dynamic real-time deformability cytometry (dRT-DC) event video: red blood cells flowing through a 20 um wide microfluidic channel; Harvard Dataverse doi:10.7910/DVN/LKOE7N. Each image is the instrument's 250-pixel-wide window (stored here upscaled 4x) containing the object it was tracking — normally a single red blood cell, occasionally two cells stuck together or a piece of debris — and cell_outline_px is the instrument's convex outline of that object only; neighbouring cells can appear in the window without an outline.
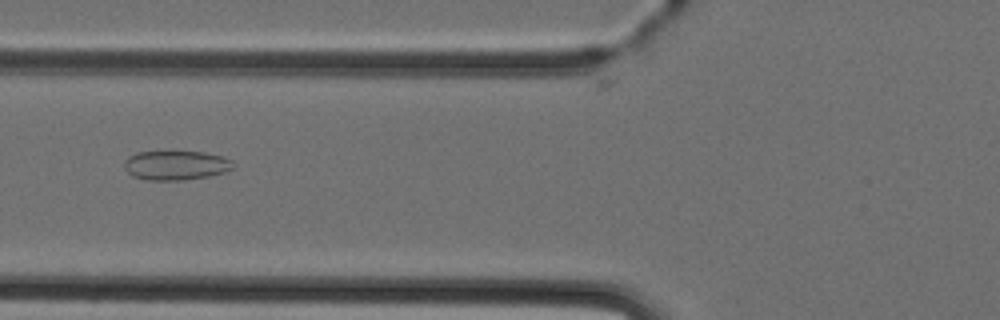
{"species": "Egyptian fruit bat (a non-hibernating species)", "species_latin": "Rousettus aegyptiacus", "temperature_condition": "cold", "stored_images_in_passage": 6, "camera_frame_rate_fps": 3000, "um_per_image_px": 0.085, "animal": {"sex": "female"}, "frame": {"image": 1, "passage_image": 6, "time_ms": 6.0, "image_size_px": [1000, 320], "cell_outline_px": [[236, 164], [232, 168], [224, 172], [208, 176], [184, 180], [144, 180], [132, 176], [124, 168], [124, 160], [128, 156], [136, 152], [204, 152], [224, 156], [232, 160]], "centroid_in_image_um": [14.95, 14.05], "position_along_channel_um": 110.9, "area_um2": 18.79}}